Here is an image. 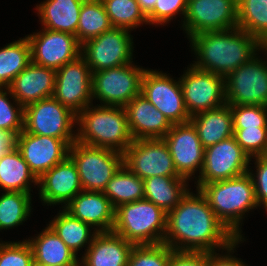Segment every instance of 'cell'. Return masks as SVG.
I'll list each match as a JSON object with an SVG mask.
<instances>
[{
  "label": "cell",
  "instance_id": "23",
  "mask_svg": "<svg viewBox=\"0 0 267 266\" xmlns=\"http://www.w3.org/2000/svg\"><path fill=\"white\" fill-rule=\"evenodd\" d=\"M62 208L82 222L95 226L93 229L97 232L113 230L115 209L103 192L81 191Z\"/></svg>",
  "mask_w": 267,
  "mask_h": 266
},
{
  "label": "cell",
  "instance_id": "24",
  "mask_svg": "<svg viewBox=\"0 0 267 266\" xmlns=\"http://www.w3.org/2000/svg\"><path fill=\"white\" fill-rule=\"evenodd\" d=\"M134 244L109 232H98L82 256L81 266H127ZM83 264V265H82Z\"/></svg>",
  "mask_w": 267,
  "mask_h": 266
},
{
  "label": "cell",
  "instance_id": "5",
  "mask_svg": "<svg viewBox=\"0 0 267 266\" xmlns=\"http://www.w3.org/2000/svg\"><path fill=\"white\" fill-rule=\"evenodd\" d=\"M167 213L146 199L123 204L115 209L113 232L134 245L164 242Z\"/></svg>",
  "mask_w": 267,
  "mask_h": 266
},
{
  "label": "cell",
  "instance_id": "2",
  "mask_svg": "<svg viewBox=\"0 0 267 266\" xmlns=\"http://www.w3.org/2000/svg\"><path fill=\"white\" fill-rule=\"evenodd\" d=\"M189 40L197 56L193 65L224 78L258 54L257 50L267 54V46L238 27L198 33Z\"/></svg>",
  "mask_w": 267,
  "mask_h": 266
},
{
  "label": "cell",
  "instance_id": "1",
  "mask_svg": "<svg viewBox=\"0 0 267 266\" xmlns=\"http://www.w3.org/2000/svg\"><path fill=\"white\" fill-rule=\"evenodd\" d=\"M187 192L167 213L164 244L176 251L215 252L226 249L237 238L216 217L205 196Z\"/></svg>",
  "mask_w": 267,
  "mask_h": 266
},
{
  "label": "cell",
  "instance_id": "4",
  "mask_svg": "<svg viewBox=\"0 0 267 266\" xmlns=\"http://www.w3.org/2000/svg\"><path fill=\"white\" fill-rule=\"evenodd\" d=\"M77 125L76 141L86 145L124 153L134 140L124 107L90 104L77 115Z\"/></svg>",
  "mask_w": 267,
  "mask_h": 266
},
{
  "label": "cell",
  "instance_id": "46",
  "mask_svg": "<svg viewBox=\"0 0 267 266\" xmlns=\"http://www.w3.org/2000/svg\"><path fill=\"white\" fill-rule=\"evenodd\" d=\"M16 143V135L0 128V144Z\"/></svg>",
  "mask_w": 267,
  "mask_h": 266
},
{
  "label": "cell",
  "instance_id": "35",
  "mask_svg": "<svg viewBox=\"0 0 267 266\" xmlns=\"http://www.w3.org/2000/svg\"><path fill=\"white\" fill-rule=\"evenodd\" d=\"M31 193L6 191L0 196V231L19 226L31 214Z\"/></svg>",
  "mask_w": 267,
  "mask_h": 266
},
{
  "label": "cell",
  "instance_id": "17",
  "mask_svg": "<svg viewBox=\"0 0 267 266\" xmlns=\"http://www.w3.org/2000/svg\"><path fill=\"white\" fill-rule=\"evenodd\" d=\"M41 31L26 36L32 63L58 70L81 56V44L75 35L45 28Z\"/></svg>",
  "mask_w": 267,
  "mask_h": 266
},
{
  "label": "cell",
  "instance_id": "30",
  "mask_svg": "<svg viewBox=\"0 0 267 266\" xmlns=\"http://www.w3.org/2000/svg\"><path fill=\"white\" fill-rule=\"evenodd\" d=\"M48 225L76 255L81 248L86 247L84 245L89 246L98 233L97 230L91 232V225L73 217L64 208Z\"/></svg>",
  "mask_w": 267,
  "mask_h": 266
},
{
  "label": "cell",
  "instance_id": "48",
  "mask_svg": "<svg viewBox=\"0 0 267 266\" xmlns=\"http://www.w3.org/2000/svg\"><path fill=\"white\" fill-rule=\"evenodd\" d=\"M16 147V143H2L0 144V159L7 155L12 149Z\"/></svg>",
  "mask_w": 267,
  "mask_h": 266
},
{
  "label": "cell",
  "instance_id": "38",
  "mask_svg": "<svg viewBox=\"0 0 267 266\" xmlns=\"http://www.w3.org/2000/svg\"><path fill=\"white\" fill-rule=\"evenodd\" d=\"M8 94L12 93L7 87H0V128L17 136L24 130V107L13 98L14 106Z\"/></svg>",
  "mask_w": 267,
  "mask_h": 266
},
{
  "label": "cell",
  "instance_id": "15",
  "mask_svg": "<svg viewBox=\"0 0 267 266\" xmlns=\"http://www.w3.org/2000/svg\"><path fill=\"white\" fill-rule=\"evenodd\" d=\"M52 96L76 115L93 102L92 72L82 56L56 70Z\"/></svg>",
  "mask_w": 267,
  "mask_h": 266
},
{
  "label": "cell",
  "instance_id": "40",
  "mask_svg": "<svg viewBox=\"0 0 267 266\" xmlns=\"http://www.w3.org/2000/svg\"><path fill=\"white\" fill-rule=\"evenodd\" d=\"M233 129L267 127V107L260 105H230Z\"/></svg>",
  "mask_w": 267,
  "mask_h": 266
},
{
  "label": "cell",
  "instance_id": "43",
  "mask_svg": "<svg viewBox=\"0 0 267 266\" xmlns=\"http://www.w3.org/2000/svg\"><path fill=\"white\" fill-rule=\"evenodd\" d=\"M255 160L256 172H251V168L248 172L253 180L258 207L262 205L267 211V156H256Z\"/></svg>",
  "mask_w": 267,
  "mask_h": 266
},
{
  "label": "cell",
  "instance_id": "49",
  "mask_svg": "<svg viewBox=\"0 0 267 266\" xmlns=\"http://www.w3.org/2000/svg\"><path fill=\"white\" fill-rule=\"evenodd\" d=\"M31 266H50V265H42V264H39V263L33 261Z\"/></svg>",
  "mask_w": 267,
  "mask_h": 266
},
{
  "label": "cell",
  "instance_id": "42",
  "mask_svg": "<svg viewBox=\"0 0 267 266\" xmlns=\"http://www.w3.org/2000/svg\"><path fill=\"white\" fill-rule=\"evenodd\" d=\"M188 0H156L154 8L146 15L148 23L164 25L179 12L185 18Z\"/></svg>",
  "mask_w": 267,
  "mask_h": 266
},
{
  "label": "cell",
  "instance_id": "13",
  "mask_svg": "<svg viewBox=\"0 0 267 266\" xmlns=\"http://www.w3.org/2000/svg\"><path fill=\"white\" fill-rule=\"evenodd\" d=\"M251 158L240 147L234 136L205 149L202 171L197 184L227 180L249 171Z\"/></svg>",
  "mask_w": 267,
  "mask_h": 266
},
{
  "label": "cell",
  "instance_id": "14",
  "mask_svg": "<svg viewBox=\"0 0 267 266\" xmlns=\"http://www.w3.org/2000/svg\"><path fill=\"white\" fill-rule=\"evenodd\" d=\"M141 94L163 113L172 125L189 122L180 81L156 70H145Z\"/></svg>",
  "mask_w": 267,
  "mask_h": 266
},
{
  "label": "cell",
  "instance_id": "31",
  "mask_svg": "<svg viewBox=\"0 0 267 266\" xmlns=\"http://www.w3.org/2000/svg\"><path fill=\"white\" fill-rule=\"evenodd\" d=\"M103 193L116 209L123 204L144 199V183L123 165L107 183Z\"/></svg>",
  "mask_w": 267,
  "mask_h": 266
},
{
  "label": "cell",
  "instance_id": "47",
  "mask_svg": "<svg viewBox=\"0 0 267 266\" xmlns=\"http://www.w3.org/2000/svg\"><path fill=\"white\" fill-rule=\"evenodd\" d=\"M137 2L140 9L147 15L154 8L156 0H137Z\"/></svg>",
  "mask_w": 267,
  "mask_h": 266
},
{
  "label": "cell",
  "instance_id": "10",
  "mask_svg": "<svg viewBox=\"0 0 267 266\" xmlns=\"http://www.w3.org/2000/svg\"><path fill=\"white\" fill-rule=\"evenodd\" d=\"M254 55L225 77L226 103L267 107V63Z\"/></svg>",
  "mask_w": 267,
  "mask_h": 266
},
{
  "label": "cell",
  "instance_id": "34",
  "mask_svg": "<svg viewBox=\"0 0 267 266\" xmlns=\"http://www.w3.org/2000/svg\"><path fill=\"white\" fill-rule=\"evenodd\" d=\"M112 28L101 0H84L79 14L77 41H85L100 36Z\"/></svg>",
  "mask_w": 267,
  "mask_h": 266
},
{
  "label": "cell",
  "instance_id": "12",
  "mask_svg": "<svg viewBox=\"0 0 267 266\" xmlns=\"http://www.w3.org/2000/svg\"><path fill=\"white\" fill-rule=\"evenodd\" d=\"M124 165L140 179L152 176H180L163 138L137 139L123 153Z\"/></svg>",
  "mask_w": 267,
  "mask_h": 266
},
{
  "label": "cell",
  "instance_id": "20",
  "mask_svg": "<svg viewBox=\"0 0 267 266\" xmlns=\"http://www.w3.org/2000/svg\"><path fill=\"white\" fill-rule=\"evenodd\" d=\"M39 197L47 205L66 206L78 193L83 191L77 167L68 156L37 179Z\"/></svg>",
  "mask_w": 267,
  "mask_h": 266
},
{
  "label": "cell",
  "instance_id": "19",
  "mask_svg": "<svg viewBox=\"0 0 267 266\" xmlns=\"http://www.w3.org/2000/svg\"><path fill=\"white\" fill-rule=\"evenodd\" d=\"M163 139L180 176L190 180L195 171L199 170V174L201 173L205 149L190 121L172 125Z\"/></svg>",
  "mask_w": 267,
  "mask_h": 266
},
{
  "label": "cell",
  "instance_id": "33",
  "mask_svg": "<svg viewBox=\"0 0 267 266\" xmlns=\"http://www.w3.org/2000/svg\"><path fill=\"white\" fill-rule=\"evenodd\" d=\"M30 63L31 48L27 37L0 48V87H7Z\"/></svg>",
  "mask_w": 267,
  "mask_h": 266
},
{
  "label": "cell",
  "instance_id": "9",
  "mask_svg": "<svg viewBox=\"0 0 267 266\" xmlns=\"http://www.w3.org/2000/svg\"><path fill=\"white\" fill-rule=\"evenodd\" d=\"M129 32L112 27L81 45V56L92 73L133 62V38Z\"/></svg>",
  "mask_w": 267,
  "mask_h": 266
},
{
  "label": "cell",
  "instance_id": "44",
  "mask_svg": "<svg viewBox=\"0 0 267 266\" xmlns=\"http://www.w3.org/2000/svg\"><path fill=\"white\" fill-rule=\"evenodd\" d=\"M168 266H209L208 252L173 250Z\"/></svg>",
  "mask_w": 267,
  "mask_h": 266
},
{
  "label": "cell",
  "instance_id": "22",
  "mask_svg": "<svg viewBox=\"0 0 267 266\" xmlns=\"http://www.w3.org/2000/svg\"><path fill=\"white\" fill-rule=\"evenodd\" d=\"M124 109L134 140L163 138L172 127L166 116L141 93L135 96Z\"/></svg>",
  "mask_w": 267,
  "mask_h": 266
},
{
  "label": "cell",
  "instance_id": "3",
  "mask_svg": "<svg viewBox=\"0 0 267 266\" xmlns=\"http://www.w3.org/2000/svg\"><path fill=\"white\" fill-rule=\"evenodd\" d=\"M196 185L216 217L237 239H243L240 227L242 218L245 212L258 206L249 172L227 180Z\"/></svg>",
  "mask_w": 267,
  "mask_h": 266
},
{
  "label": "cell",
  "instance_id": "8",
  "mask_svg": "<svg viewBox=\"0 0 267 266\" xmlns=\"http://www.w3.org/2000/svg\"><path fill=\"white\" fill-rule=\"evenodd\" d=\"M145 70L130 63L93 72L92 98L98 99L103 106L125 107L141 93Z\"/></svg>",
  "mask_w": 267,
  "mask_h": 266
},
{
  "label": "cell",
  "instance_id": "39",
  "mask_svg": "<svg viewBox=\"0 0 267 266\" xmlns=\"http://www.w3.org/2000/svg\"><path fill=\"white\" fill-rule=\"evenodd\" d=\"M233 130L237 143L251 159L267 154V127Z\"/></svg>",
  "mask_w": 267,
  "mask_h": 266
},
{
  "label": "cell",
  "instance_id": "36",
  "mask_svg": "<svg viewBox=\"0 0 267 266\" xmlns=\"http://www.w3.org/2000/svg\"><path fill=\"white\" fill-rule=\"evenodd\" d=\"M112 27L135 29L142 23L148 24L147 16L137 0H101ZM135 27V28H134Z\"/></svg>",
  "mask_w": 267,
  "mask_h": 266
},
{
  "label": "cell",
  "instance_id": "27",
  "mask_svg": "<svg viewBox=\"0 0 267 266\" xmlns=\"http://www.w3.org/2000/svg\"><path fill=\"white\" fill-rule=\"evenodd\" d=\"M84 0H45L37 6L42 28L73 34L77 38L79 14Z\"/></svg>",
  "mask_w": 267,
  "mask_h": 266
},
{
  "label": "cell",
  "instance_id": "29",
  "mask_svg": "<svg viewBox=\"0 0 267 266\" xmlns=\"http://www.w3.org/2000/svg\"><path fill=\"white\" fill-rule=\"evenodd\" d=\"M30 182L37 185V178L15 147L0 159V188L5 191L30 193Z\"/></svg>",
  "mask_w": 267,
  "mask_h": 266
},
{
  "label": "cell",
  "instance_id": "7",
  "mask_svg": "<svg viewBox=\"0 0 267 266\" xmlns=\"http://www.w3.org/2000/svg\"><path fill=\"white\" fill-rule=\"evenodd\" d=\"M75 123H77V115L53 96L24 108L26 132L62 139L69 146L76 141V133L72 130Z\"/></svg>",
  "mask_w": 267,
  "mask_h": 266
},
{
  "label": "cell",
  "instance_id": "41",
  "mask_svg": "<svg viewBox=\"0 0 267 266\" xmlns=\"http://www.w3.org/2000/svg\"><path fill=\"white\" fill-rule=\"evenodd\" d=\"M33 251L27 239L0 243V266H31Z\"/></svg>",
  "mask_w": 267,
  "mask_h": 266
},
{
  "label": "cell",
  "instance_id": "26",
  "mask_svg": "<svg viewBox=\"0 0 267 266\" xmlns=\"http://www.w3.org/2000/svg\"><path fill=\"white\" fill-rule=\"evenodd\" d=\"M34 262L50 266H80L77 255L67 247L54 230L47 227L36 238H28Z\"/></svg>",
  "mask_w": 267,
  "mask_h": 266
},
{
  "label": "cell",
  "instance_id": "25",
  "mask_svg": "<svg viewBox=\"0 0 267 266\" xmlns=\"http://www.w3.org/2000/svg\"><path fill=\"white\" fill-rule=\"evenodd\" d=\"M195 127L204 149L226 138L234 136L230 105L199 112L189 120Z\"/></svg>",
  "mask_w": 267,
  "mask_h": 266
},
{
  "label": "cell",
  "instance_id": "28",
  "mask_svg": "<svg viewBox=\"0 0 267 266\" xmlns=\"http://www.w3.org/2000/svg\"><path fill=\"white\" fill-rule=\"evenodd\" d=\"M184 177L152 176L143 180L144 199L153 202L164 212L174 209L189 191Z\"/></svg>",
  "mask_w": 267,
  "mask_h": 266
},
{
  "label": "cell",
  "instance_id": "16",
  "mask_svg": "<svg viewBox=\"0 0 267 266\" xmlns=\"http://www.w3.org/2000/svg\"><path fill=\"white\" fill-rule=\"evenodd\" d=\"M183 29L192 36L237 27V0H189Z\"/></svg>",
  "mask_w": 267,
  "mask_h": 266
},
{
  "label": "cell",
  "instance_id": "11",
  "mask_svg": "<svg viewBox=\"0 0 267 266\" xmlns=\"http://www.w3.org/2000/svg\"><path fill=\"white\" fill-rule=\"evenodd\" d=\"M186 71L179 81L183 91L184 105L190 117L226 103L223 76L200 70L193 64Z\"/></svg>",
  "mask_w": 267,
  "mask_h": 266
},
{
  "label": "cell",
  "instance_id": "32",
  "mask_svg": "<svg viewBox=\"0 0 267 266\" xmlns=\"http://www.w3.org/2000/svg\"><path fill=\"white\" fill-rule=\"evenodd\" d=\"M237 27L267 46V0H237Z\"/></svg>",
  "mask_w": 267,
  "mask_h": 266
},
{
  "label": "cell",
  "instance_id": "18",
  "mask_svg": "<svg viewBox=\"0 0 267 266\" xmlns=\"http://www.w3.org/2000/svg\"><path fill=\"white\" fill-rule=\"evenodd\" d=\"M16 148L38 179L69 156L70 146L62 139L30 134L22 130L16 136Z\"/></svg>",
  "mask_w": 267,
  "mask_h": 266
},
{
  "label": "cell",
  "instance_id": "21",
  "mask_svg": "<svg viewBox=\"0 0 267 266\" xmlns=\"http://www.w3.org/2000/svg\"><path fill=\"white\" fill-rule=\"evenodd\" d=\"M56 70L30 63L7 86L14 98L24 108L54 92Z\"/></svg>",
  "mask_w": 267,
  "mask_h": 266
},
{
  "label": "cell",
  "instance_id": "45",
  "mask_svg": "<svg viewBox=\"0 0 267 266\" xmlns=\"http://www.w3.org/2000/svg\"><path fill=\"white\" fill-rule=\"evenodd\" d=\"M242 239H237L233 244L227 247L225 250L227 251L226 255H221L215 252H208V264L209 266H248L245 265L244 262L240 258H235L232 256V252L234 253V248L238 245ZM231 252V253H230ZM231 254V255H229Z\"/></svg>",
  "mask_w": 267,
  "mask_h": 266
},
{
  "label": "cell",
  "instance_id": "37",
  "mask_svg": "<svg viewBox=\"0 0 267 266\" xmlns=\"http://www.w3.org/2000/svg\"><path fill=\"white\" fill-rule=\"evenodd\" d=\"M172 249L164 243L134 245L127 266H168Z\"/></svg>",
  "mask_w": 267,
  "mask_h": 266
},
{
  "label": "cell",
  "instance_id": "6",
  "mask_svg": "<svg viewBox=\"0 0 267 266\" xmlns=\"http://www.w3.org/2000/svg\"><path fill=\"white\" fill-rule=\"evenodd\" d=\"M83 191L103 192L107 183L124 165L123 153L75 141L69 148Z\"/></svg>",
  "mask_w": 267,
  "mask_h": 266
}]
</instances>
